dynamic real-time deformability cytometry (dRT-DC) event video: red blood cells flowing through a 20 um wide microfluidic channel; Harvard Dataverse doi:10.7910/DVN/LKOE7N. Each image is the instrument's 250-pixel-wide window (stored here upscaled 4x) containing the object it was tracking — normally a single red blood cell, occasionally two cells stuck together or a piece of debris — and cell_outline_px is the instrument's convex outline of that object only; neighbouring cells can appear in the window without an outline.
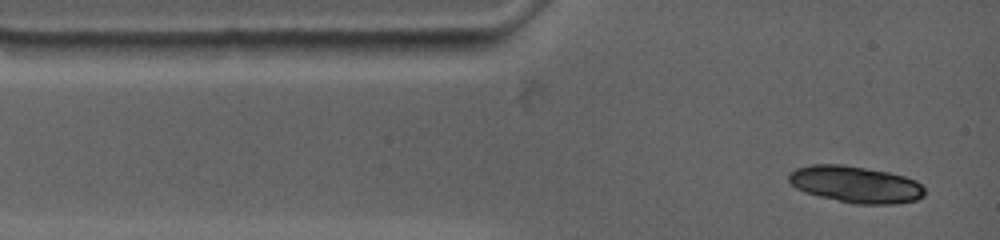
{"species": "common noctule bat (a hibernating species)", "species_latin": "Nyctalus noctula", "temperature_condition": "warm", "stored_images_in_passage": 8, "segment_of_instrument_passage": [1, 2], "camera_frame_rate_fps": 4500, "um_per_image_px": 0.085, "animal": {"sex": "female", "body_mass_g": 19.0, "forearm_length_mm": 53.3}, "frame": {"image": 1, "passage_image": 1, "time_ms": 0.0, "image_size_px": [1000, 240], "cell_outline_px": [[924, 196], [916, 200], [896, 204], [856, 204], [820, 196], [804, 192], [796, 188], [788, 180], [788, 172], [796, 168], [812, 164], [844, 164], [888, 172], [904, 176], [916, 180], [924, 188]], "centroid_in_image_um": [72.71, 15.66], "position_along_channel_um": 12.3, "area_um2": 29.13}}